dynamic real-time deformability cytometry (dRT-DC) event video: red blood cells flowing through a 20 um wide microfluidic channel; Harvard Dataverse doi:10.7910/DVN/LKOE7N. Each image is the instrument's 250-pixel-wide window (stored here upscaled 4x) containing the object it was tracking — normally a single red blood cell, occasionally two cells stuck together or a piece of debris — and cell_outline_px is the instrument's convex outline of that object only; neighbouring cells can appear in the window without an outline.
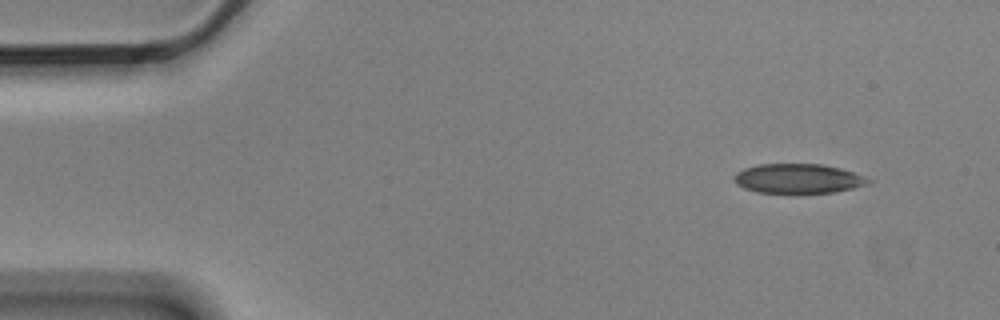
{"species": "Egyptian fruit bat (a non-hibernating species)", "species_latin": "Rousettus aegyptiacus", "temperature_condition": "cold", "stored_images_in_passage": 4, "camera_frame_rate_fps": 3000, "um_per_image_px": 0.085, "animal": {"sex": "male"}, "frame": {"image": 1, "passage_image": 1, "time_ms": 0.0, "image_size_px": [1000, 320], "cell_outline_px": [[872, 180], [864, 184], [852, 188], [836, 192], [756, 192], [744, 188], [736, 184], [732, 180], [732, 176], [736, 172], [744, 168], [760, 164], [820, 164], [840, 168], [864, 176]], "centroid_in_image_um": [67.77, 15.17], "position_along_channel_um": 17.2, "area_um2": 22.83}}
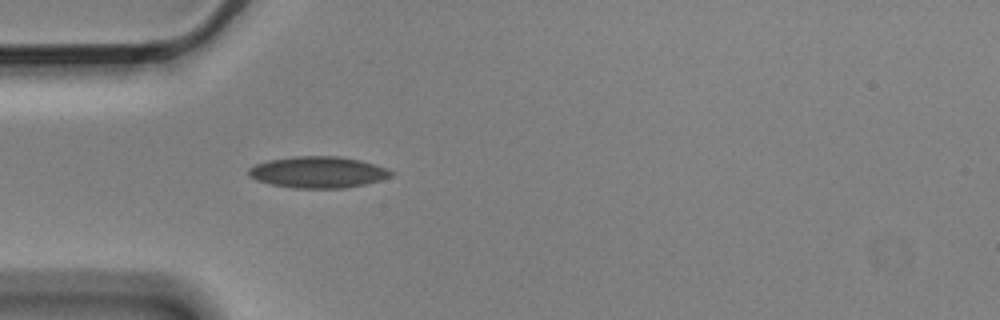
{"frame": {"image": 2, "passage_image": 4, "time_ms": 1.0, "image_size_px": [1000, 320], "cell_outline_px": [[396, 172], [392, 176], [380, 180], [364, 184], [344, 188], [292, 188], [272, 184], [256, 180], [248, 176], [248, 168], [256, 164], [268, 160], [296, 156], [336, 156], [360, 160], [388, 168]], "centroid_in_image_um": [27.04, 14.63], "position_along_channel_um": 58.0, "area_um2": 26.13}}